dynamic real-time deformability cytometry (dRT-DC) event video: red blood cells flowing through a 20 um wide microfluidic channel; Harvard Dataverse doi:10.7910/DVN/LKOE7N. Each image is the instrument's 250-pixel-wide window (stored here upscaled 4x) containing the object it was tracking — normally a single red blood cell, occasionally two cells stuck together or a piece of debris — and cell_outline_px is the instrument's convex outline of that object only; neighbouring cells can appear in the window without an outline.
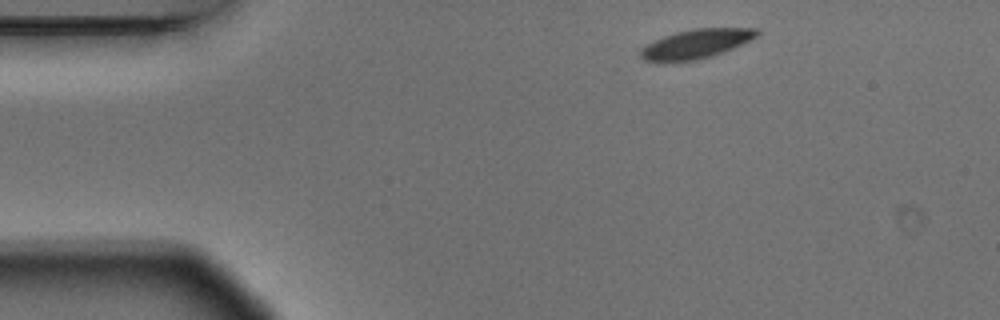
{"species": "Egyptian fruit bat (a non-hibernating species)", "species_latin": "Rousettus aegyptiacus", "temperature_condition": "warm", "stored_images_in_passage": 4, "camera_frame_rate_fps": 3000, "um_per_image_px": 0.085, "animal": {"sex": "male"}, "frame": {"image": 1, "passage_image": 1, "time_ms": 0.0, "image_size_px": [1000, 320], "cell_outline_px": [[760, 36], [732, 48], [712, 56], [696, 60], [660, 64], [644, 60], [640, 56], [640, 48], [652, 40], [676, 32], [696, 28], [760, 28]], "centroid_in_image_um": [59.12, 3.75], "position_along_channel_um": 25.9, "area_um2": 20.35}}
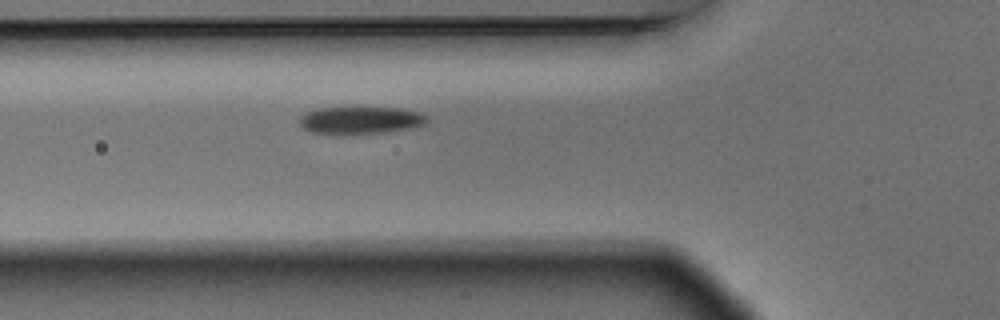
{"frame": {"image": 2, "passage_image": 4, "time_ms": 1.0, "image_size_px": [1000, 320], "cell_outline_px": [[428, 120], [424, 124], [412, 128], [384, 132], [344, 136], [340, 136], [312, 132], [304, 128], [300, 124], [300, 116], [308, 112], [320, 108], [400, 108], [416, 112], [428, 116]], "centroid_in_image_um": [30.63, 10.25], "position_along_channel_um": 95.2, "area_um2": 20.52}}